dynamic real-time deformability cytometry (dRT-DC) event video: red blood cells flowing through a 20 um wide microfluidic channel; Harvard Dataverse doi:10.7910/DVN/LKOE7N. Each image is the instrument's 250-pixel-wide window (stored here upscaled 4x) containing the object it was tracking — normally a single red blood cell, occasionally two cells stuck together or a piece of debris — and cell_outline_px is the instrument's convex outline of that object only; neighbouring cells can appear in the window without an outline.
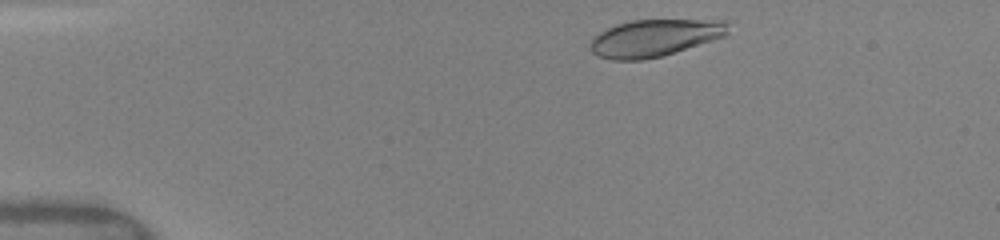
{"species": "human", "species_latin": "Homo sapiens", "temperature_condition": "warm", "stored_images_in_passage": 12, "camera_frame_rate_fps": 3000, "um_per_image_px": 0.085, "donor": {"sex": "female"}, "frame": {"image": 1, "passage_image": 2, "time_ms": 0.667, "image_size_px": [1000, 240], "cell_outline_px": [[728, 32], [724, 36], [712, 40], [660, 56], [640, 60], [612, 60], [600, 56], [592, 52], [588, 44], [592, 36], [616, 24], [632, 20], [728, 20]], "centroid_in_image_um": [55.6, 3.21], "position_along_channel_um": 29.4, "area_um2": 29.59}}
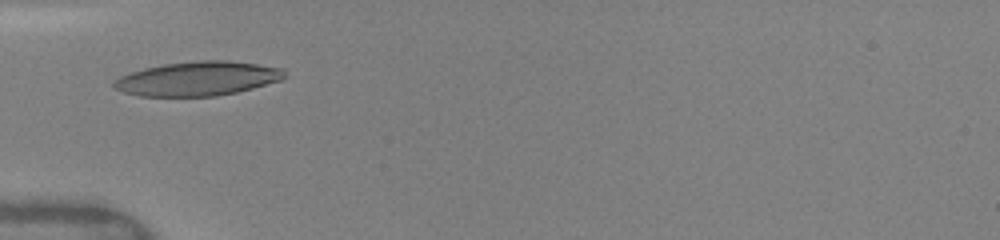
{"frame": {"image": 2, "passage_image": 7, "time_ms": 3.333, "image_size_px": [1000, 240], "cell_outline_px": [[288, 76], [280, 80], [252, 88], [236, 92], [216, 96], [140, 96], [124, 92], [116, 88], [112, 84], [120, 76], [144, 68], [164, 64], [196, 60], [228, 60], [284, 68]], "centroid_in_image_um": [16.84, 6.67], "position_along_channel_um": 68.2, "area_um2": 33.93}}
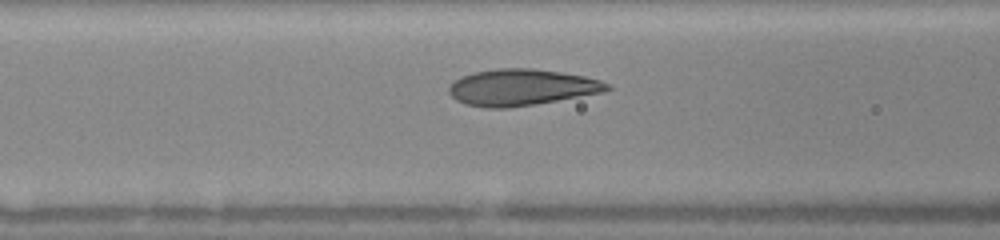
{"frame": {"image": 3, "passage_image": 11, "time_ms": 4.667, "image_size_px": [1000, 240], "cell_outline_px": [[612, 88], [604, 92], [536, 104], [508, 108], [488, 108], [464, 104], [456, 100], [448, 92], [448, 88], [460, 76], [472, 72], [496, 68], [532, 68], [560, 72], [584, 76], [600, 80], [608, 84]], "centroid_in_image_um": [44.31, 7.42], "position_along_channel_um": 122.3, "area_um2": 33.64}}